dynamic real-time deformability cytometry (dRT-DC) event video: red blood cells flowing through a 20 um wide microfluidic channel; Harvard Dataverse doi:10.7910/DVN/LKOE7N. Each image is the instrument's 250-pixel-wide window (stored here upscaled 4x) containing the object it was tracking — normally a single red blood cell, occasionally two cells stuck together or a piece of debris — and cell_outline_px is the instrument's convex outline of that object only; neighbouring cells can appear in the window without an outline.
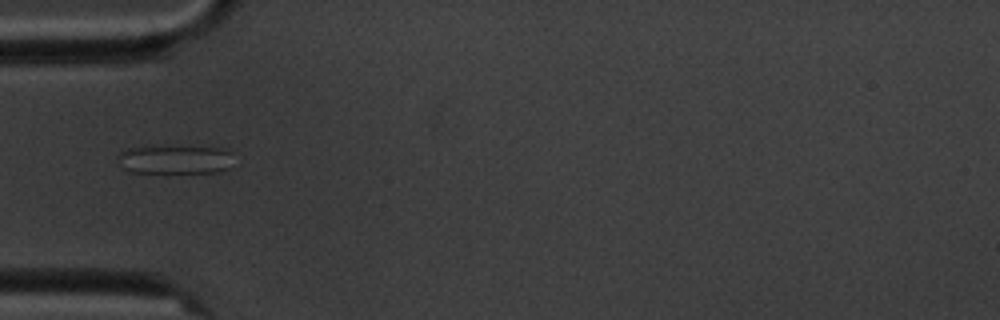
{"species": "common noctule bat (a hibernating species)", "species_latin": "Nyctalus noctula", "temperature_condition": "cold", "stored_images_in_passage": 9, "camera_frame_rate_fps": 3000, "um_per_image_px": 0.085, "animal": {"sex": "male", "body_mass_g": 20.1, "forearm_length_mm": 53.5}, "frame": {"image": 1, "passage_image": 6, "time_ms": 5.667, "image_size_px": [1000, 320], "cell_outline_px": [[228, 168], [220, 172], [128, 172], [124, 168], [116, 156], [120, 152], [128, 148], [220, 148], [228, 152]], "centroid_in_image_um": [14.79, 13.59], "position_along_channel_um": 70.2, "area_um2": 18.26}}
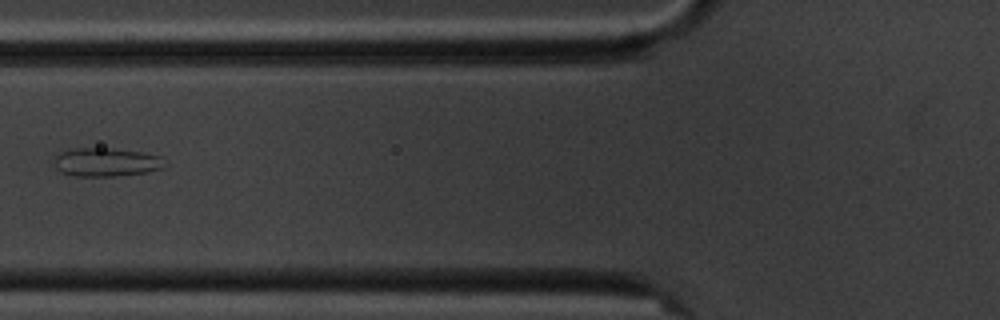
{"frame": {"image": 2, "passage_image": 7, "time_ms": 7.0, "image_size_px": [1000, 320], "cell_outline_px": [[168, 164], [160, 168], [144, 172], [112, 176], [72, 176], [60, 172], [56, 168], [56, 156], [60, 152], [76, 148], [112, 148], [144, 152], [160, 156]], "centroid_in_image_um": [9.03, 13.77], "position_along_channel_um": 116.8, "area_um2": 18.32}}
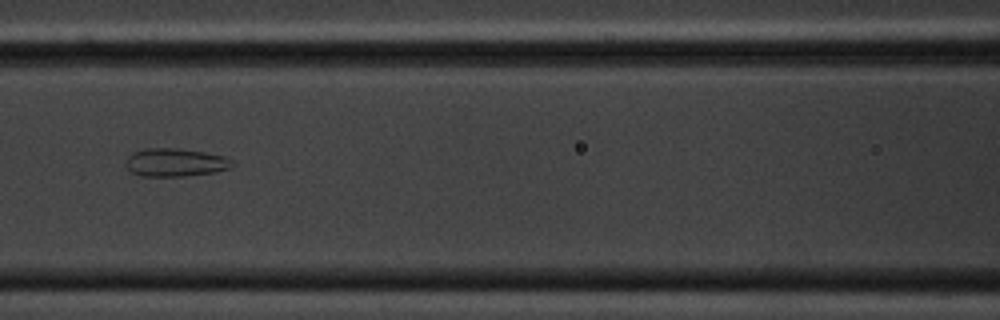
{"frame": {"image": 3, "passage_image": 8, "time_ms": 8.0, "image_size_px": [1000, 320], "cell_outline_px": [[236, 164], [228, 168], [216, 172], [184, 176], [140, 176], [132, 172], [124, 164], [128, 156], [132, 152], [144, 148], [180, 148], [204, 152], [224, 156], [236, 160]], "centroid_in_image_um": [14.92, 13.8], "position_along_channel_um": 151.7, "area_um2": 17.74}}